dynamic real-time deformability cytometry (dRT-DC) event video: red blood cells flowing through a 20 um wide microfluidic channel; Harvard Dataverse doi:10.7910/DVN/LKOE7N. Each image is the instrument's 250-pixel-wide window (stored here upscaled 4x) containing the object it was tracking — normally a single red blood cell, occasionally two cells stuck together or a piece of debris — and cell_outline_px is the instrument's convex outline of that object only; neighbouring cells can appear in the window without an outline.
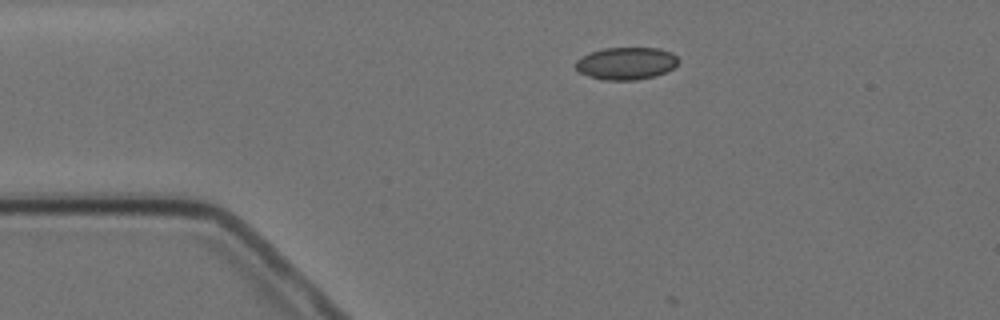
{"species": "Egyptian fruit bat (a non-hibernating species)", "species_latin": "Rousettus aegyptiacus", "temperature_condition": "cold", "stored_images_in_passage": 4, "camera_frame_rate_fps": 3000, "um_per_image_px": 0.085, "animal": {"sex": "female"}, "frame": {"image": 1, "passage_image": 1, "time_ms": 0.0, "image_size_px": [1000, 320], "cell_outline_px": [[680, 60], [672, 68], [664, 72], [652, 76], [636, 80], [604, 80], [588, 76], [580, 72], [576, 68], [576, 60], [592, 52], [604, 48], [656, 48], [668, 52], [676, 56]], "centroid_in_image_um": [53.21, 5.39], "position_along_channel_um": 31.8, "area_um2": 19.02}}
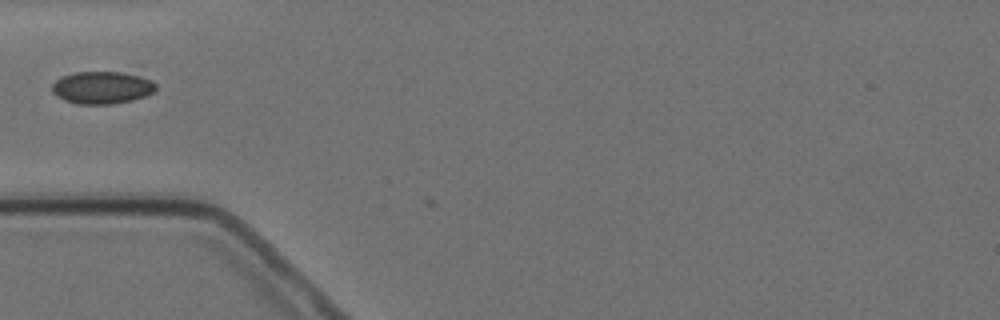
{"frame": {"image": 2, "passage_image": 3, "time_ms": 2.333, "image_size_px": [1000, 320], "cell_outline_px": [[156, 88], [152, 92], [144, 96], [132, 100], [112, 104], [76, 104], [64, 100], [56, 96], [52, 92], [52, 84], [60, 76], [76, 72], [124, 72], [140, 76], [152, 80], [156, 84]], "centroid_in_image_um": [8.64, 7.44], "position_along_channel_um": 76.4, "area_um2": 19.71}}
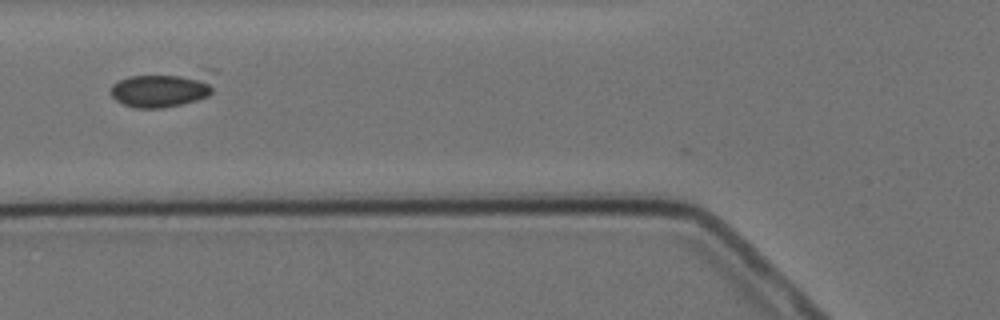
{"frame": {"image": 3, "passage_image": 4, "time_ms": 3.333, "image_size_px": [1000, 320], "cell_outline_px": [[212, 92], [208, 96], [196, 100], [164, 108], [132, 108], [116, 100], [108, 92], [112, 84], [128, 76], [180, 76], [208, 80], [212, 88]], "centroid_in_image_um": [13.52, 7.73], "position_along_channel_um": 112.3, "area_um2": 19.25}}